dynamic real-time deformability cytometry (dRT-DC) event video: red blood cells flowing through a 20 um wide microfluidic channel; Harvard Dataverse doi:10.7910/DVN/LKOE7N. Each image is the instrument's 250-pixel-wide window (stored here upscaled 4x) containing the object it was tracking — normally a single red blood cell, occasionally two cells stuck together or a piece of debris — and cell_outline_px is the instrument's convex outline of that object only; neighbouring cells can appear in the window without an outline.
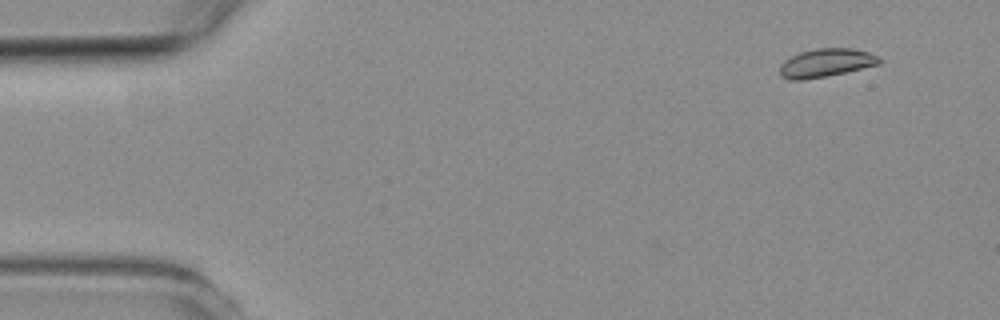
{"species": "common noctule bat (a hibernating species)", "species_latin": "Nyctalus noctula", "temperature_condition": "room temperature", "stored_images_in_passage": 6, "camera_frame_rate_fps": 3000, "um_per_image_px": 0.085, "animal": {"sex": "female", "body_mass_g": 19.3, "forearm_length_mm": 54.1}, "frame": {"image": 1, "passage_image": 1, "time_ms": 0.0, "image_size_px": [1000, 320], "cell_outline_px": [[880, 64], [844, 72], [804, 80], [788, 80], [780, 76], [780, 64], [784, 60], [800, 52], [816, 48], [852, 48], [868, 52], [880, 56]], "centroid_in_image_um": [70.18, 5.34], "position_along_channel_um": 14.8, "area_um2": 16.42}}
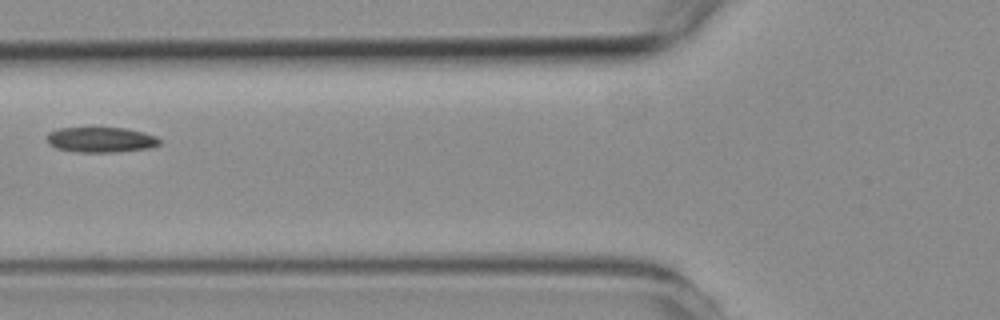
{"frame": {"image": 2, "passage_image": 5, "time_ms": 5.333, "image_size_px": [1000, 320], "cell_outline_px": [[160, 144], [152, 148], [116, 152], [76, 152], [56, 148], [48, 144], [48, 132], [60, 128], [124, 128], [156, 136], [160, 140]], "centroid_in_image_um": [8.57, 11.89], "position_along_channel_um": 117.2, "area_um2": 16.53}}
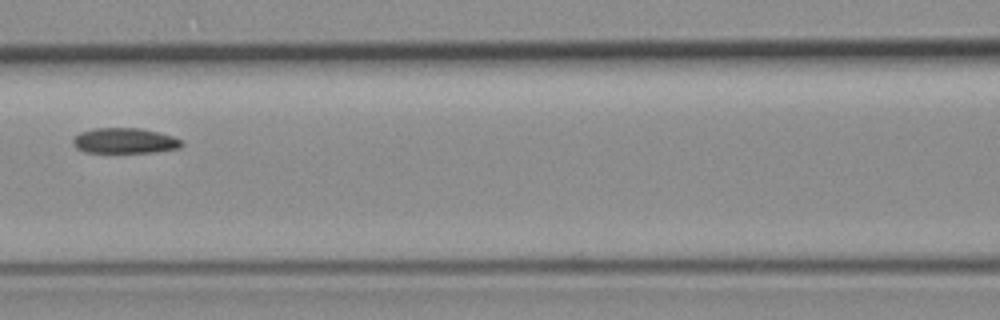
{"frame": {"image": 3, "passage_image": 6, "time_ms": 6.333, "image_size_px": [1000, 320], "cell_outline_px": [[184, 144], [180, 148], [152, 152], [84, 152], [76, 148], [72, 144], [72, 140], [80, 132], [92, 128], [140, 128], [160, 132], [172, 136], [180, 140]], "centroid_in_image_um": [10.58, 11.96], "position_along_channel_um": 156.0, "area_um2": 16.13}}